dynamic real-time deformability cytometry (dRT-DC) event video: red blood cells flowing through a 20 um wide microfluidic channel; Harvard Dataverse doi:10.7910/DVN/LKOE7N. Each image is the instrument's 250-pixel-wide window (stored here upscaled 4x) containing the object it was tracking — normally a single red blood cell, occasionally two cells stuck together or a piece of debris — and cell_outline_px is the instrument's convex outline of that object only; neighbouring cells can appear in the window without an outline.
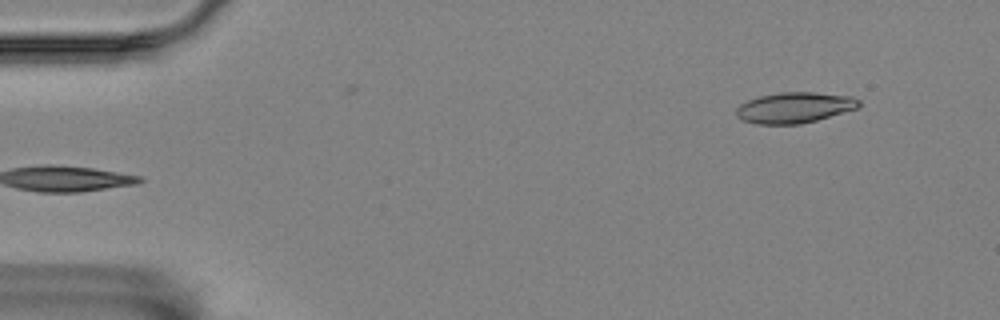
{"species": "Egyptian fruit bat (a non-hibernating species)", "species_latin": "Rousettus aegyptiacus", "temperature_condition": "room temperature", "stored_images_in_passage": 5, "segment_of_instrument_passage": [2, 2], "camera_frame_rate_fps": 3000, "um_per_image_px": 0.085, "animal": {"sex": "female"}, "frame": {"image": 1, "passage_image": 5, "time_ms": 1.333, "image_size_px": [1000, 320], "cell_outline_px": [[860, 104], [856, 108], [816, 120], [800, 124], [756, 124], [744, 120], [736, 116], [736, 108], [740, 104], [748, 100], [760, 96], [780, 92], [816, 92], [852, 96], [860, 100]], "centroid_in_image_um": [67.52, 9.14], "position_along_channel_um": 17.5, "area_um2": 21.85}}